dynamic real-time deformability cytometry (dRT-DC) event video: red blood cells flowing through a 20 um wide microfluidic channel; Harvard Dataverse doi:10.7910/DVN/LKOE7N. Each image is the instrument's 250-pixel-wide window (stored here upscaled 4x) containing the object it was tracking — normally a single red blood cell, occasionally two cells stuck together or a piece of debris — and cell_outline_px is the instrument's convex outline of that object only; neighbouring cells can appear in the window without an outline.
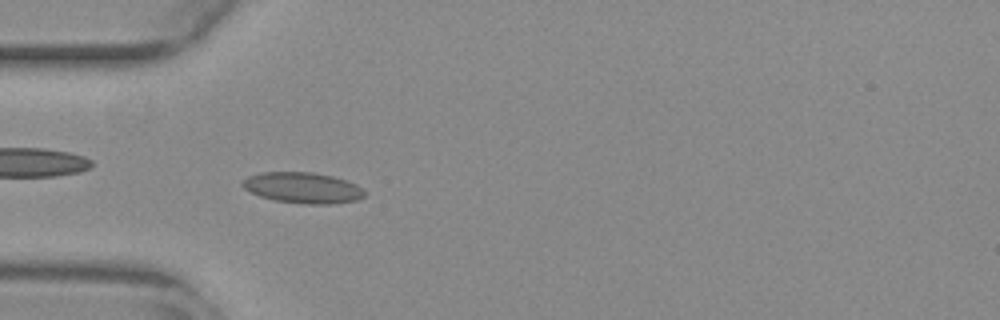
{"species": "common noctule bat (a hibernating species)", "species_latin": "Nyctalus noctula", "temperature_condition": "warm", "stored_images_in_passage": 34, "camera_frame_rate_fps": 3000, "um_per_image_px": 0.085, "animal": {"sex": "female", "body_mass_g": 29.2, "forearm_length_mm": 56.3}, "frame": {"image": 1, "passage_image": 17, "time_ms": 5.333, "image_size_px": [1000, 320], "cell_outline_px": [[364, 196], [356, 200], [332, 204], [304, 204], [276, 200], [260, 196], [244, 188], [240, 184], [248, 176], [260, 172], [312, 172], [332, 176], [356, 184], [364, 192]], "centroid_in_image_um": [25.71, 15.96], "position_along_channel_um": 59.3, "area_um2": 21.73}}
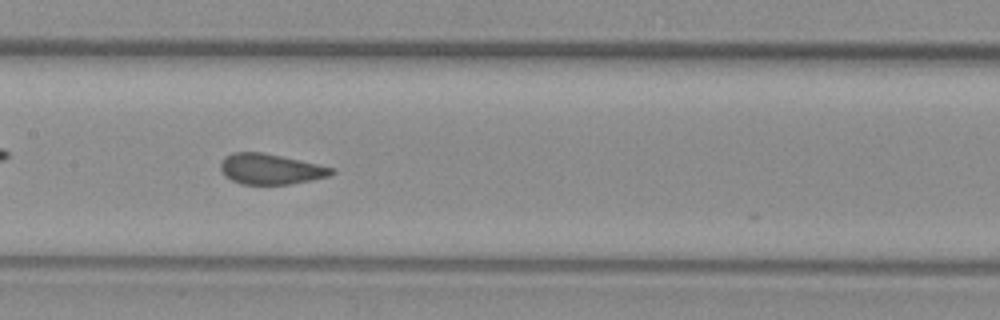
{"frame": {"image": 2, "passage_image": 27, "time_ms": 8.667, "image_size_px": [1000, 320], "cell_outline_px": [[336, 172], [328, 176], [312, 180], [288, 184], [244, 184], [232, 180], [224, 176], [220, 168], [220, 164], [224, 156], [232, 152], [260, 152], [300, 160], [336, 168]], "centroid_in_image_um": [22.99, 14.36], "position_along_channel_um": 184.4, "area_um2": 19.71}}
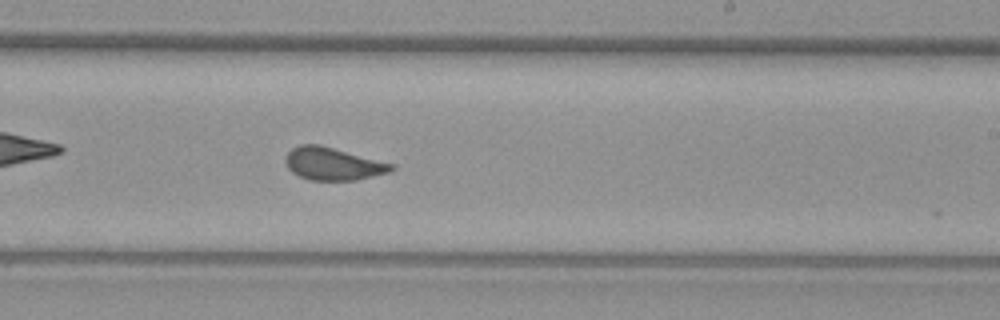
{"frame": {"image": 3, "passage_image": 33, "time_ms": 10.667, "image_size_px": [1000, 320], "cell_outline_px": [[396, 168], [388, 172], [356, 180], [308, 180], [292, 172], [288, 168], [284, 160], [284, 156], [292, 148], [300, 144], [320, 144], [396, 164]], "centroid_in_image_um": [28.3, 13.91], "position_along_channel_um": 260.7, "area_um2": 20.35}}